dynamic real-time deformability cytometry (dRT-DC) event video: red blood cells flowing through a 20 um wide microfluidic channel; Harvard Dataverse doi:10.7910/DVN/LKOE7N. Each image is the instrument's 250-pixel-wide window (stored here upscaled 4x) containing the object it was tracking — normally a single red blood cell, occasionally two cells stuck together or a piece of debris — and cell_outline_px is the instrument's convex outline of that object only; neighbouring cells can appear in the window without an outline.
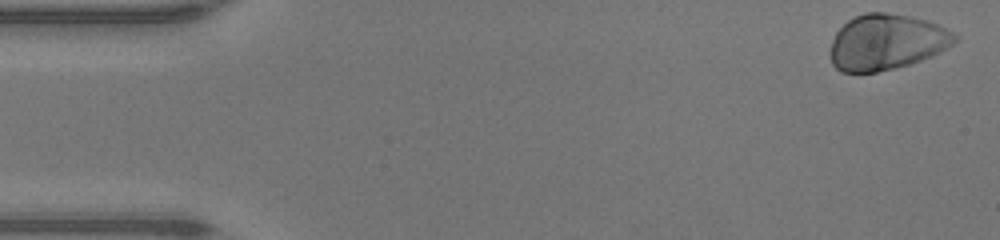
{"species": "human", "species_latin": "Homo sapiens", "temperature_condition": "warm", "stored_images_in_passage": 47, "camera_frame_rate_fps": 3000, "um_per_image_px": 0.085, "donor": {"sex": "male"}, "frame": {"image": 1, "passage_image": 1, "time_ms": 0.0, "image_size_px": [1000, 240], "cell_outline_px": [[960, 36], [952, 44], [920, 60], [908, 64], [876, 72], [840, 72], [832, 64], [828, 52], [832, 40], [836, 32], [848, 20], [864, 12], [884, 12], [908, 16], [928, 20]], "centroid_in_image_um": [75.29, 3.57], "position_along_channel_um": 9.7, "area_um2": 40.06}}
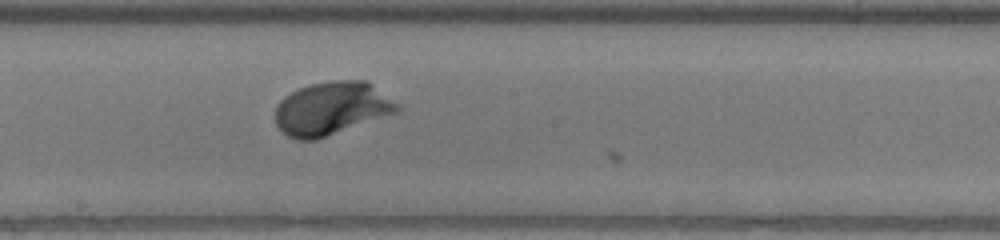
{"frame": {"image": 2, "passage_image": 25, "time_ms": 8.0, "image_size_px": [1000, 240], "cell_outline_px": [[400, 112], [316, 140], [300, 140], [288, 136], [276, 124], [276, 104], [284, 96], [300, 88], [312, 84], [328, 80], [368, 80], [400, 104]], "centroid_in_image_um": [28.24, 9.21], "position_along_channel_um": 220.0, "area_um2": 38.15}}
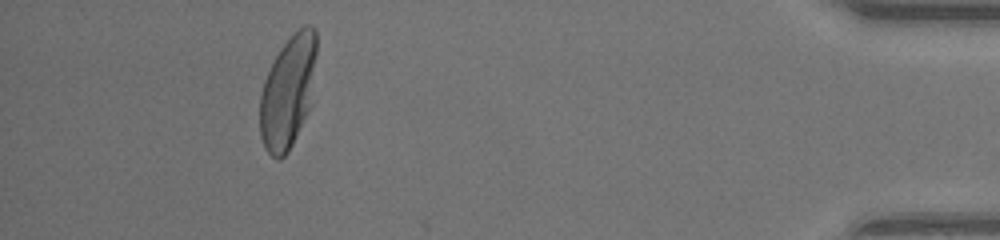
{"frame": {"image": 3, "passage_image": 43, "time_ms": 14.0, "image_size_px": [1000, 240], "cell_outline_px": [[316, 56], [308, 108], [292, 144], [288, 152], [280, 160], [276, 160], [264, 148], [260, 136], [260, 96], [264, 80], [280, 48], [304, 24], [308, 24], [316, 32]], "centroid_in_image_um": [24.44, 7.83], "position_along_channel_um": 410.8, "area_um2": 36.18}, "authors_computed_cell_mechanics": {"area_um2": 37.6856, "velocity_mm_per_s": 4.2916, "shape_relaxation_time_tau1_ms": 1.7039, "shape_relaxation_time_tau2_ms": null, "deformation_change_tau1": 0.1681, "deformation_change_tau2": null}}